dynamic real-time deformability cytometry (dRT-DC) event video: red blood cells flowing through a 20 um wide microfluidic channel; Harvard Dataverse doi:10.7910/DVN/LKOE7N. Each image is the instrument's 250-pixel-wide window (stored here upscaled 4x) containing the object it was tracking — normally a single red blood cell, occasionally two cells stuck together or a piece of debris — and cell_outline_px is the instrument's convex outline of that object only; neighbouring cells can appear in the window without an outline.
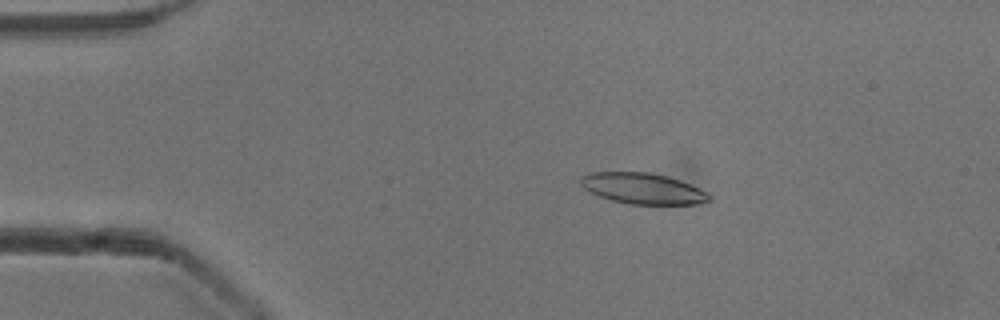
{"species": "common noctule bat (a hibernating species)", "species_latin": "Nyctalus noctula", "temperature_condition": "cold", "stored_images_in_passage": 53, "camera_frame_rate_fps": 3000, "um_per_image_px": 0.085, "animal": {"sex": "male", "body_mass_g": 13.3}, "frame": {"image": 1, "passage_image": 10, "time_ms": 3.0, "image_size_px": [1000, 320], "cell_outline_px": [[712, 200], [696, 204], [628, 204], [612, 200], [588, 192], [580, 184], [580, 176], [588, 172], [648, 172], [668, 176], [680, 180], [700, 188], [708, 192], [712, 196]], "centroid_in_image_um": [54.64, 16.02], "position_along_channel_um": 30.4, "area_um2": 23.41}}
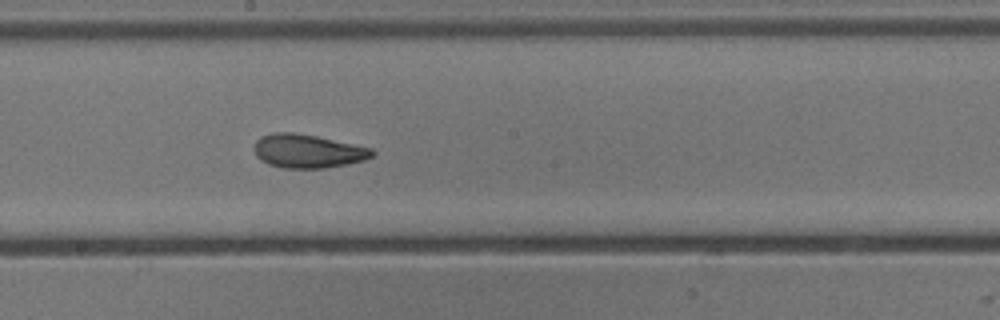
{"frame": {"image": 2, "passage_image": 29, "time_ms": 9.333, "image_size_px": [1000, 320], "cell_outline_px": [[376, 152], [372, 156], [364, 160], [324, 168], [284, 168], [268, 164], [260, 160], [256, 156], [256, 140], [260, 136], [276, 132], [292, 132], [316, 136], [372, 148]], "centroid_in_image_um": [26.15, 12.84], "position_along_channel_um": 222.0, "area_um2": 22.89}}
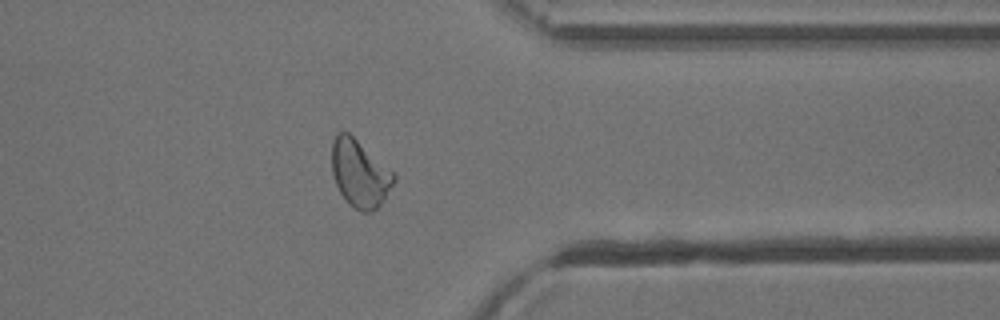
{"frame": {"image": 3, "passage_image": 42, "time_ms": 13.667, "image_size_px": [1000, 320], "cell_outline_px": [[396, 180], [380, 204], [372, 212], [364, 212], [348, 204], [340, 192], [336, 184], [332, 172], [332, 140], [336, 132], [348, 132], [396, 172]], "centroid_in_image_um": [30.59, 14.72], "position_along_channel_um": 380.8, "area_um2": 24.45}, "authors_computed_cell_mechanics": {"area_um2": 23.8136, "velocity_mm_per_s": 3.8763, "shape_relaxation_time_tau1_ms": 3.8638, "shape_relaxation_time_tau2_ms": 2.2685, "deformation_change_tau1": 0.1317, "deformation_change_tau2": 0.0895}}